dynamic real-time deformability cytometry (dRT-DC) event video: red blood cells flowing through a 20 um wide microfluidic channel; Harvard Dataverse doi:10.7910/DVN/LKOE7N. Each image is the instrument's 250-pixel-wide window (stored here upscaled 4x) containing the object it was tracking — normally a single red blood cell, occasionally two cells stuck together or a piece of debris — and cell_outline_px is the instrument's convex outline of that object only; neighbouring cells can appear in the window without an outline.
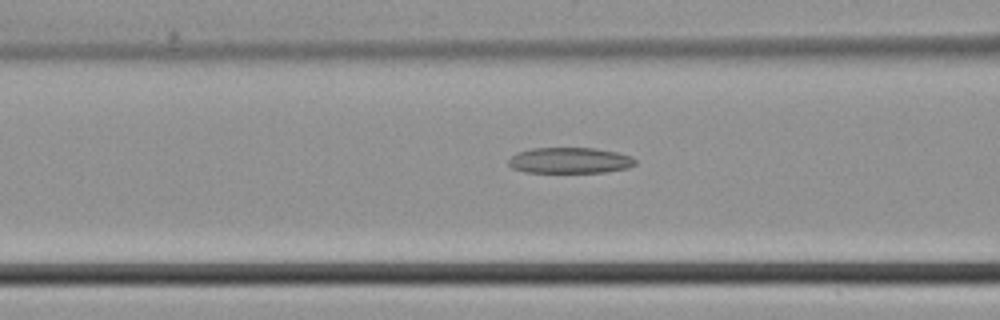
{"species": "common noctule bat (a hibernating species)", "species_latin": "Nyctalus noctula", "temperature_condition": "cold", "stored_images_in_passage": 26, "camera_frame_rate_fps": 3000, "um_per_image_px": 0.085, "animal": {"sex": "male", "body_mass_g": 21.5, "forearm_length_mm": 52.0}, "frame": {"image": 1, "passage_image": 5, "time_ms": 1.333, "image_size_px": [1000, 320], "cell_outline_px": [[636, 164], [628, 168], [604, 172], [524, 172], [512, 168], [508, 164], [508, 160], [516, 152], [532, 148], [596, 148], [616, 152], [632, 156], [636, 160]], "centroid_in_image_um": [48.43, 13.63], "position_along_channel_um": 118.2, "area_um2": 19.19}}
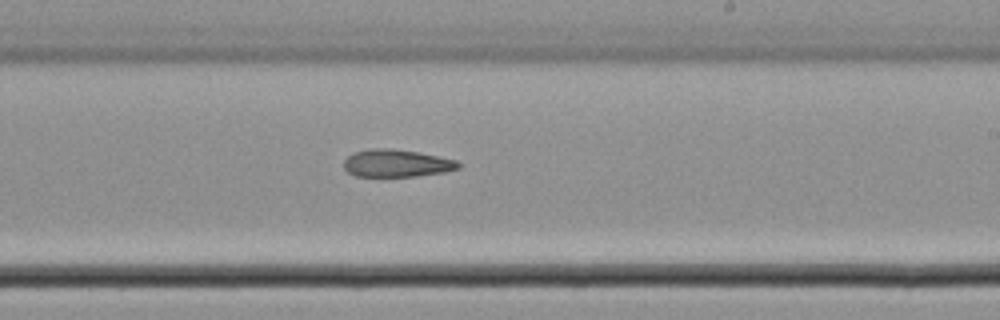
{"frame": {"image": 2, "passage_image": 14, "time_ms": 4.333, "image_size_px": [1000, 320], "cell_outline_px": [[460, 168], [444, 172], [416, 176], [356, 176], [348, 172], [344, 168], [344, 160], [352, 152], [368, 148], [392, 148], [440, 156], [456, 160], [460, 164]], "centroid_in_image_um": [33.69, 13.86], "position_along_channel_um": 255.3, "area_um2": 18.44}}
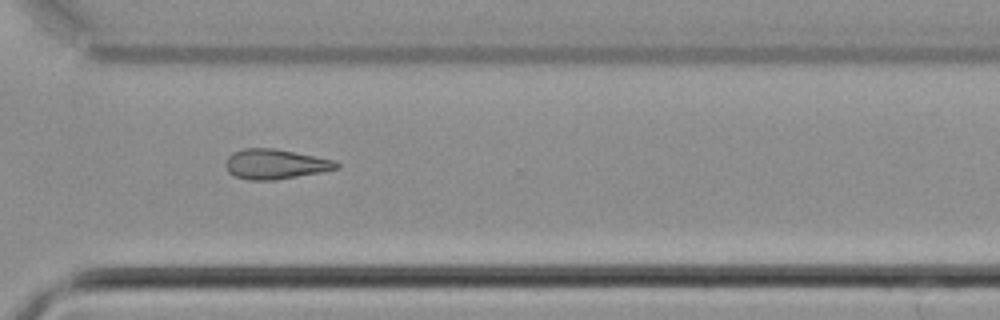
{"frame": {"image": 3, "passage_image": 20, "time_ms": 6.333, "image_size_px": [1000, 320], "cell_outline_px": [[340, 168], [320, 172], [276, 180], [248, 180], [236, 176], [228, 172], [224, 164], [228, 156], [232, 152], [244, 148], [272, 148], [336, 160], [340, 164]], "centroid_in_image_um": [23.39, 13.95], "position_along_channel_um": 347.2, "area_um2": 19.36}}